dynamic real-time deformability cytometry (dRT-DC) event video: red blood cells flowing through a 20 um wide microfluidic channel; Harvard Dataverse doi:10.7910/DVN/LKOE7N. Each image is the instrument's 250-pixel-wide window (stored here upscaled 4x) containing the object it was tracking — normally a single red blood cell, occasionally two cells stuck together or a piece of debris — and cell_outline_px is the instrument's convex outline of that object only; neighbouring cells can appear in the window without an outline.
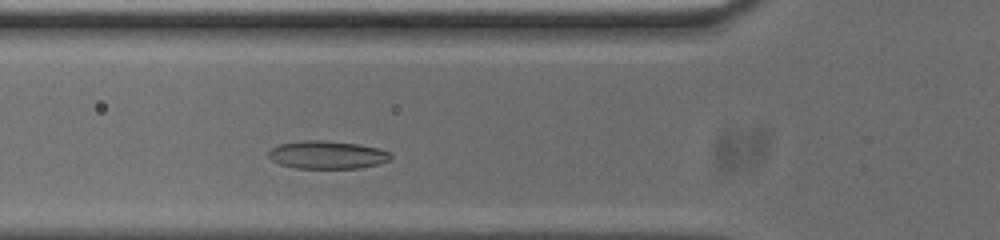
{"species": "common noctule bat (a hibernating species)", "species_latin": "Nyctalus noctula", "temperature_condition": "cold", "stored_images_in_passage": 32, "camera_frame_rate_fps": 3000, "um_per_image_px": 0.085, "animal": {"sex": "male", "body_mass_g": 20.0, "forearm_length_mm": 53.3}, "frame": {"image": 1, "passage_image": 8, "time_ms": 2.333, "image_size_px": [1000, 240], "cell_outline_px": [[392, 156], [388, 160], [380, 164], [360, 168], [296, 168], [280, 164], [272, 160], [268, 156], [268, 152], [272, 148], [280, 144], [300, 140], [324, 140], [356, 144], [380, 148], [392, 152]], "centroid_in_image_um": [27.84, 13.16], "position_along_channel_um": 98.0, "area_um2": 20.0}}
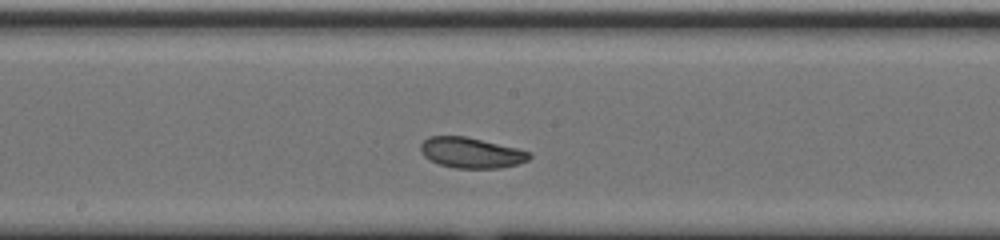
{"frame": {"image": 2, "passage_image": 17, "time_ms": 5.333, "image_size_px": [1000, 240], "cell_outline_px": [[532, 156], [528, 160], [520, 164], [500, 168], [456, 168], [440, 164], [424, 156], [420, 152], [420, 144], [428, 136], [464, 136], [516, 148], [528, 152]], "centroid_in_image_um": [40.04, 12.99], "position_along_channel_um": 208.2, "area_um2": 19.19}}
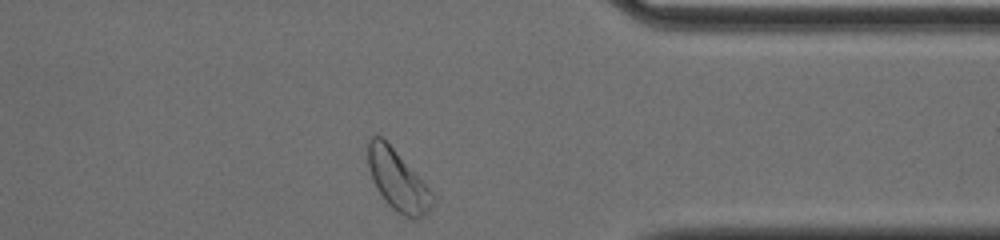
{"frame": {"image": 3, "passage_image": 32, "time_ms": 10.333, "image_size_px": [1000, 240], "cell_outline_px": [[432, 208], [428, 212], [416, 220], [412, 220], [396, 212], [384, 200], [372, 180], [368, 168], [368, 136], [380, 136], [392, 148], [432, 192]], "centroid_in_image_um": [33.77, 15.37], "position_along_channel_um": 377.6, "area_um2": 22.25}, "authors_computed_cell_mechanics": {"area_um2": 19.5653, "velocity_mm_per_s": 3.6722, "shape_relaxation_time_tau1_ms": 2.6432, "shape_relaxation_time_tau2_ms": 5.5625, "deformation_change_tau1": 0.1191, "deformation_change_tau2": 0.1005}}